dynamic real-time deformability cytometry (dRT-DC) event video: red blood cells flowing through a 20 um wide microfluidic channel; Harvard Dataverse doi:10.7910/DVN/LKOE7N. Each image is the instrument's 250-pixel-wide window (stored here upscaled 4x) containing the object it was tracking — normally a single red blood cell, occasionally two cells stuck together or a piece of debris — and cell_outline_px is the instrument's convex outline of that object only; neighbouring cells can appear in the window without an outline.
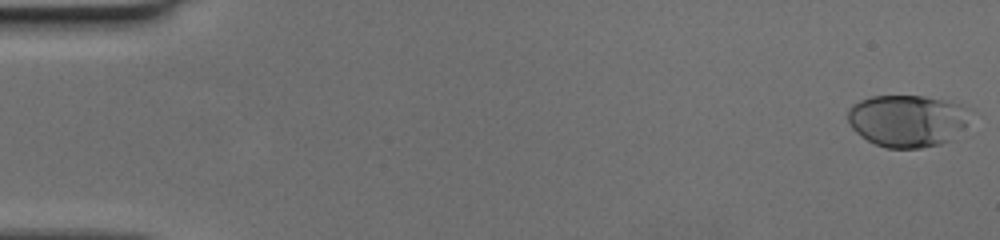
{"species": "human", "species_latin": "Homo sapiens", "temperature_condition": "cold", "stored_images_in_passage": 52, "camera_frame_rate_fps": 3000, "um_per_image_px": 0.085, "donor": {"sex": "female"}, "frame": {"image": 1, "passage_image": 1, "time_ms": 0.0, "image_size_px": [1000, 240], "cell_outline_px": [[972, 108], [964, 124], [952, 140], [940, 144], [920, 148], [888, 148], [876, 144], [860, 136], [852, 128], [848, 120], [848, 108], [852, 104], [860, 100], [872, 96], [924, 96], [960, 104]], "centroid_in_image_um": [77.1, 10.25], "position_along_channel_um": 7.9, "area_um2": 37.11}}
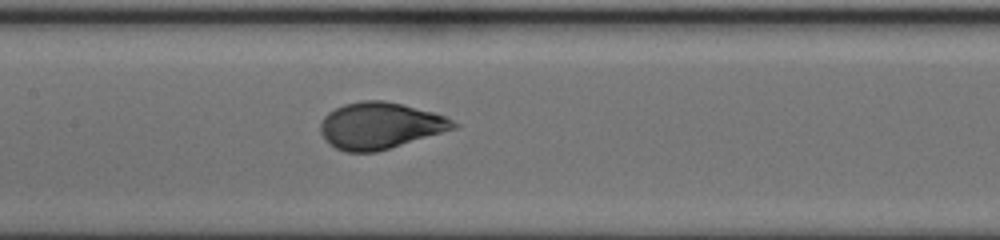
{"frame": {"image": 2, "passage_image": 26, "time_ms": 8.333, "image_size_px": [1000, 240], "cell_outline_px": [[460, 124], [456, 128], [376, 152], [344, 152], [328, 144], [324, 140], [320, 132], [320, 124], [324, 116], [328, 112], [344, 104], [360, 100], [384, 100], [432, 112], [444, 116]], "centroid_in_image_um": [32.25, 10.68], "position_along_channel_um": 175.1, "area_um2": 35.95}}
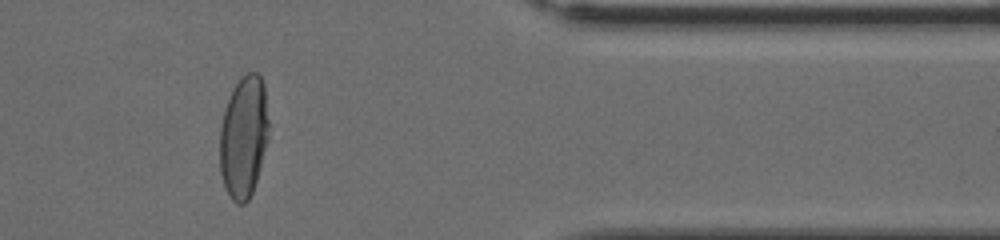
{"frame": {"image": 3, "passage_image": 44, "time_ms": 14.333, "image_size_px": [1000, 240], "cell_outline_px": [[268, 140], [256, 180], [252, 192], [248, 200], [244, 204], [236, 204], [232, 200], [224, 184], [220, 172], [220, 128], [224, 108], [236, 84], [248, 72], [256, 72], [260, 76], [264, 84], [268, 120]], "centroid_in_image_um": [20.71, 11.65], "position_along_channel_um": 390.7, "area_um2": 34.56}}